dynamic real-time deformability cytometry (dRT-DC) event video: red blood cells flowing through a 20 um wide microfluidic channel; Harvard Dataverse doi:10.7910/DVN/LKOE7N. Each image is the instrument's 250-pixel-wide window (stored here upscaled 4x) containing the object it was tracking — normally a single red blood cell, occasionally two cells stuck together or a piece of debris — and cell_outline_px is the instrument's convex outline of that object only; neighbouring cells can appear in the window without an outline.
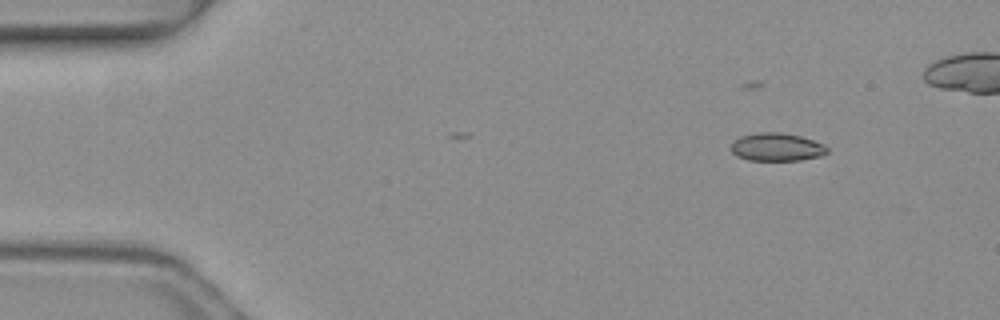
{"species": "common noctule bat (a hibernating species)", "species_latin": "Nyctalus noctula", "temperature_condition": "warm", "stored_images_in_passage": 3, "camera_frame_rate_fps": 3000, "um_per_image_px": 0.085, "animal": {"sex": "female", "body_mass_g": 19.3, "forearm_length_mm": 54.1}, "frame": {"image": 1, "passage_image": 2, "time_ms": 0.333, "image_size_px": [1000, 320], "cell_outline_px": [[828, 152], [820, 156], [800, 160], [748, 160], [736, 156], [728, 148], [732, 140], [740, 136], [756, 132], [780, 132], [800, 136], [824, 144], [828, 148]], "centroid_in_image_um": [65.95, 12.49], "position_along_channel_um": 19.0, "area_um2": 15.95}}